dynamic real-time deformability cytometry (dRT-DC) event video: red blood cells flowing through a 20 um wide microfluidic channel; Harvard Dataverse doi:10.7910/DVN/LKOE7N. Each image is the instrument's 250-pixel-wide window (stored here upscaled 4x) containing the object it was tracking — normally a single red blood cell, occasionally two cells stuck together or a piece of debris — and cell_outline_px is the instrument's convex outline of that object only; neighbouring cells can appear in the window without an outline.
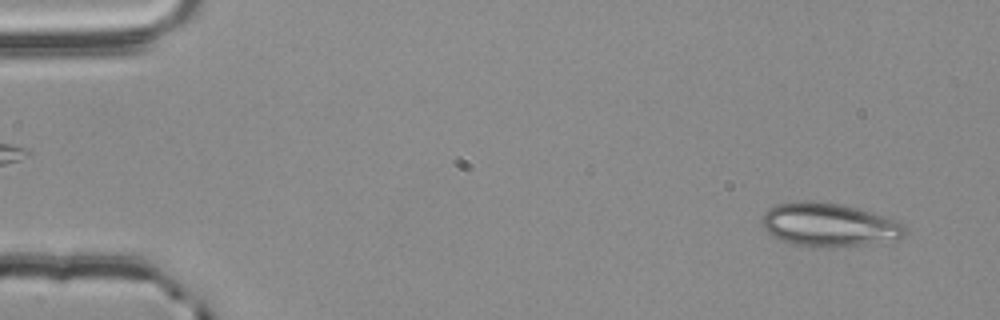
{"species": "common noctule bat (a hibernating species)", "species_latin": "Nyctalus noctula", "temperature_condition": "room temperature", "stored_images_in_passage": 13, "camera_frame_rate_fps": 3000, "um_per_image_px": 0.085, "animal": {"sex": "male", "body_mass_g": 20.4}, "frame": {"image": 1, "passage_image": 3, "time_ms": 0.667, "image_size_px": [1000, 320], "cell_outline_px": [[908, 232], [904, 236], [896, 240], [864, 244], [828, 248], [792, 244], [780, 240], [768, 232], [764, 228], [760, 220], [764, 212], [768, 208], [776, 204], [800, 200], [808, 200], [844, 204], [888, 216], [904, 224], [908, 228]], "centroid_in_image_um": [70.49, 19.09], "position_along_channel_um": 14.5, "area_um2": 36.93}}